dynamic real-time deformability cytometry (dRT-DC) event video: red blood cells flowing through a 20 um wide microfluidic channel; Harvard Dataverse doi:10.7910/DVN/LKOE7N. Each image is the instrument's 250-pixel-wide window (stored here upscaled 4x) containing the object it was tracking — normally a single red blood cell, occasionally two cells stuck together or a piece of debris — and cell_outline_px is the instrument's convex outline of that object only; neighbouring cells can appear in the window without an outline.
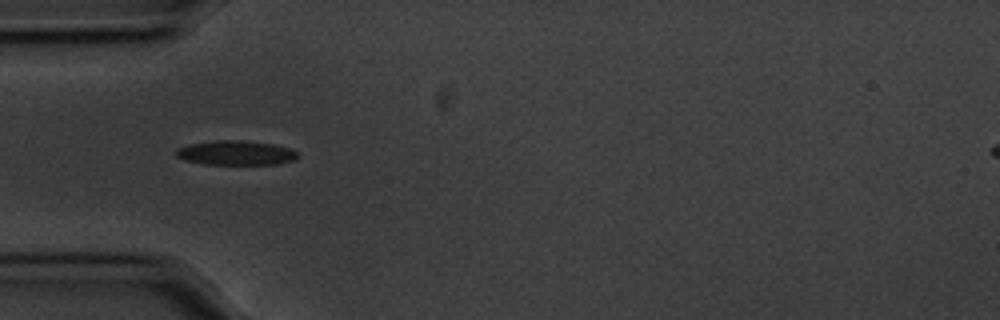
{"species": "common noctule bat (a hibernating species)", "species_latin": "Nyctalus noctula", "temperature_condition": "cold", "stored_images_in_passage": 55, "camera_frame_rate_fps": 3000, "um_per_image_px": 0.085, "animal": {"sex": "male", "body_mass_g": 20.1, "forearm_length_mm": 53.5}, "frame": {"image": 1, "passage_image": 16, "time_ms": 5.0, "image_size_px": [1000, 320], "cell_outline_px": [[300, 156], [296, 160], [276, 164], [204, 164], [184, 160], [176, 156], [176, 148], [192, 144], [216, 140], [240, 140], [272, 144], [288, 148], [296, 152]], "centroid_in_image_um": [20.05, 13.0], "position_along_channel_um": 64.9, "area_um2": 17.22}}
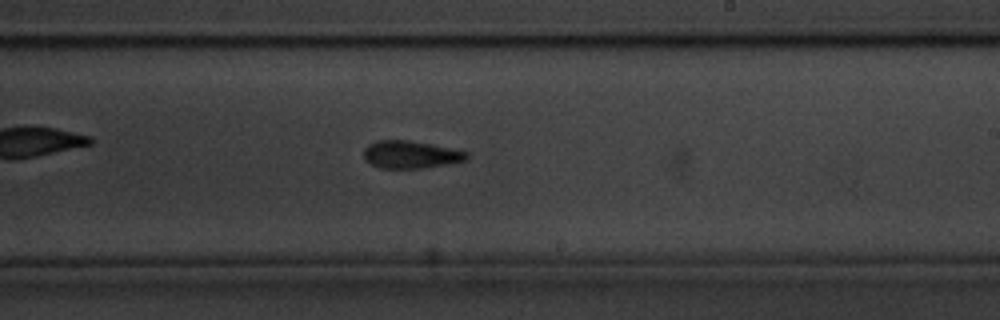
{"frame": {"image": 2, "passage_image": 32, "time_ms": 10.333, "image_size_px": [1000, 320], "cell_outline_px": [[468, 160], [448, 164], [420, 168], [380, 168], [368, 164], [364, 160], [364, 148], [368, 144], [376, 140], [408, 140], [432, 144], [468, 152]], "centroid_in_image_um": [34.87, 13.14], "position_along_channel_um": 254.1, "area_um2": 16.7}, "authors_computed_cell_mechanics": {"area_um2": 16.7042, "velocity_mm_per_s": 3.5469, "shape_relaxation_time_tau1_ms": 3.948, "shape_relaxation_time_tau2_ms": 4.1432, "deformation_change_tau1": 0.1124, "deformation_change_tau2": 0.1145}}